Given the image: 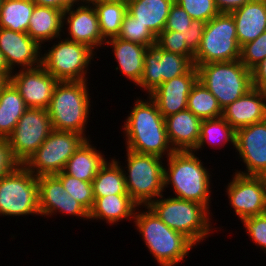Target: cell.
Segmentation results:
<instances>
[{
    "label": "cell",
    "instance_id": "cell-1",
    "mask_svg": "<svg viewBox=\"0 0 266 266\" xmlns=\"http://www.w3.org/2000/svg\"><path fill=\"white\" fill-rule=\"evenodd\" d=\"M139 99L135 100V105L122 126L126 149L161 158L166 155L165 158H168L175 150L168 139L165 118L150 96H147V100Z\"/></svg>",
    "mask_w": 266,
    "mask_h": 266
},
{
    "label": "cell",
    "instance_id": "cell-2",
    "mask_svg": "<svg viewBox=\"0 0 266 266\" xmlns=\"http://www.w3.org/2000/svg\"><path fill=\"white\" fill-rule=\"evenodd\" d=\"M164 167V188L174 189L175 198L203 204L208 210L211 203V174L193 151H175ZM169 185V186H168Z\"/></svg>",
    "mask_w": 266,
    "mask_h": 266
},
{
    "label": "cell",
    "instance_id": "cell-3",
    "mask_svg": "<svg viewBox=\"0 0 266 266\" xmlns=\"http://www.w3.org/2000/svg\"><path fill=\"white\" fill-rule=\"evenodd\" d=\"M135 212L133 220L138 232L159 266H175L185 261L194 244L182 233L168 227L149 207ZM148 209V210H146Z\"/></svg>",
    "mask_w": 266,
    "mask_h": 266
},
{
    "label": "cell",
    "instance_id": "cell-4",
    "mask_svg": "<svg viewBox=\"0 0 266 266\" xmlns=\"http://www.w3.org/2000/svg\"><path fill=\"white\" fill-rule=\"evenodd\" d=\"M87 81H59L47 108L53 130L85 135L91 102Z\"/></svg>",
    "mask_w": 266,
    "mask_h": 266
},
{
    "label": "cell",
    "instance_id": "cell-5",
    "mask_svg": "<svg viewBox=\"0 0 266 266\" xmlns=\"http://www.w3.org/2000/svg\"><path fill=\"white\" fill-rule=\"evenodd\" d=\"M160 195L148 206L171 229L182 233L195 246L212 232L210 210L198 202Z\"/></svg>",
    "mask_w": 266,
    "mask_h": 266
},
{
    "label": "cell",
    "instance_id": "cell-6",
    "mask_svg": "<svg viewBox=\"0 0 266 266\" xmlns=\"http://www.w3.org/2000/svg\"><path fill=\"white\" fill-rule=\"evenodd\" d=\"M194 65L198 81L216 97L221 109L253 88L252 71L240 60Z\"/></svg>",
    "mask_w": 266,
    "mask_h": 266
},
{
    "label": "cell",
    "instance_id": "cell-7",
    "mask_svg": "<svg viewBox=\"0 0 266 266\" xmlns=\"http://www.w3.org/2000/svg\"><path fill=\"white\" fill-rule=\"evenodd\" d=\"M127 165L121 166L127 193L139 206H148L164 191L163 158L126 149ZM125 167V170H124ZM127 170V172H126Z\"/></svg>",
    "mask_w": 266,
    "mask_h": 266
},
{
    "label": "cell",
    "instance_id": "cell-8",
    "mask_svg": "<svg viewBox=\"0 0 266 266\" xmlns=\"http://www.w3.org/2000/svg\"><path fill=\"white\" fill-rule=\"evenodd\" d=\"M236 25L231 13H219L205 23L194 64L236 61L240 58Z\"/></svg>",
    "mask_w": 266,
    "mask_h": 266
},
{
    "label": "cell",
    "instance_id": "cell-9",
    "mask_svg": "<svg viewBox=\"0 0 266 266\" xmlns=\"http://www.w3.org/2000/svg\"><path fill=\"white\" fill-rule=\"evenodd\" d=\"M40 215L37 177L24 165L0 179V216Z\"/></svg>",
    "mask_w": 266,
    "mask_h": 266
},
{
    "label": "cell",
    "instance_id": "cell-10",
    "mask_svg": "<svg viewBox=\"0 0 266 266\" xmlns=\"http://www.w3.org/2000/svg\"><path fill=\"white\" fill-rule=\"evenodd\" d=\"M58 39L48 52L43 50L42 66L58 81H88V67L96 52L86 44Z\"/></svg>",
    "mask_w": 266,
    "mask_h": 266
},
{
    "label": "cell",
    "instance_id": "cell-11",
    "mask_svg": "<svg viewBox=\"0 0 266 266\" xmlns=\"http://www.w3.org/2000/svg\"><path fill=\"white\" fill-rule=\"evenodd\" d=\"M85 140L77 132L53 130L23 165L36 177L56 175Z\"/></svg>",
    "mask_w": 266,
    "mask_h": 266
},
{
    "label": "cell",
    "instance_id": "cell-12",
    "mask_svg": "<svg viewBox=\"0 0 266 266\" xmlns=\"http://www.w3.org/2000/svg\"><path fill=\"white\" fill-rule=\"evenodd\" d=\"M52 131L47 109L27 108L7 138L15 159L23 165Z\"/></svg>",
    "mask_w": 266,
    "mask_h": 266
},
{
    "label": "cell",
    "instance_id": "cell-13",
    "mask_svg": "<svg viewBox=\"0 0 266 266\" xmlns=\"http://www.w3.org/2000/svg\"><path fill=\"white\" fill-rule=\"evenodd\" d=\"M193 61L181 54L164 51L156 44L144 56V70L138 86L150 95L162 83L187 73Z\"/></svg>",
    "mask_w": 266,
    "mask_h": 266
},
{
    "label": "cell",
    "instance_id": "cell-14",
    "mask_svg": "<svg viewBox=\"0 0 266 266\" xmlns=\"http://www.w3.org/2000/svg\"><path fill=\"white\" fill-rule=\"evenodd\" d=\"M226 186L229 205L242 221L266 213V177L245 176L238 173Z\"/></svg>",
    "mask_w": 266,
    "mask_h": 266
},
{
    "label": "cell",
    "instance_id": "cell-15",
    "mask_svg": "<svg viewBox=\"0 0 266 266\" xmlns=\"http://www.w3.org/2000/svg\"><path fill=\"white\" fill-rule=\"evenodd\" d=\"M235 148L246 171L234 173L266 177V120L236 130Z\"/></svg>",
    "mask_w": 266,
    "mask_h": 266
},
{
    "label": "cell",
    "instance_id": "cell-16",
    "mask_svg": "<svg viewBox=\"0 0 266 266\" xmlns=\"http://www.w3.org/2000/svg\"><path fill=\"white\" fill-rule=\"evenodd\" d=\"M19 71V72H18ZM13 72L10 82L19 91L28 108L47 109L59 82L42 65Z\"/></svg>",
    "mask_w": 266,
    "mask_h": 266
},
{
    "label": "cell",
    "instance_id": "cell-17",
    "mask_svg": "<svg viewBox=\"0 0 266 266\" xmlns=\"http://www.w3.org/2000/svg\"><path fill=\"white\" fill-rule=\"evenodd\" d=\"M37 181L40 216L51 217L58 212L84 220L89 219V211L68 194L55 175L39 176Z\"/></svg>",
    "mask_w": 266,
    "mask_h": 266
},
{
    "label": "cell",
    "instance_id": "cell-18",
    "mask_svg": "<svg viewBox=\"0 0 266 266\" xmlns=\"http://www.w3.org/2000/svg\"><path fill=\"white\" fill-rule=\"evenodd\" d=\"M43 46L27 33L0 28V50L9 69H30L42 65Z\"/></svg>",
    "mask_w": 266,
    "mask_h": 266
},
{
    "label": "cell",
    "instance_id": "cell-19",
    "mask_svg": "<svg viewBox=\"0 0 266 266\" xmlns=\"http://www.w3.org/2000/svg\"><path fill=\"white\" fill-rule=\"evenodd\" d=\"M65 24L68 27L64 28ZM66 28V39L86 44L93 50H98L106 42L100 32L98 16L93 5L69 6L63 12V29Z\"/></svg>",
    "mask_w": 266,
    "mask_h": 266
},
{
    "label": "cell",
    "instance_id": "cell-20",
    "mask_svg": "<svg viewBox=\"0 0 266 266\" xmlns=\"http://www.w3.org/2000/svg\"><path fill=\"white\" fill-rule=\"evenodd\" d=\"M197 80L198 71L194 65L187 73L162 83L148 96L166 118L187 109L188 96Z\"/></svg>",
    "mask_w": 266,
    "mask_h": 266
},
{
    "label": "cell",
    "instance_id": "cell-21",
    "mask_svg": "<svg viewBox=\"0 0 266 266\" xmlns=\"http://www.w3.org/2000/svg\"><path fill=\"white\" fill-rule=\"evenodd\" d=\"M235 131L266 120V91L250 89L222 109L221 116Z\"/></svg>",
    "mask_w": 266,
    "mask_h": 266
},
{
    "label": "cell",
    "instance_id": "cell-22",
    "mask_svg": "<svg viewBox=\"0 0 266 266\" xmlns=\"http://www.w3.org/2000/svg\"><path fill=\"white\" fill-rule=\"evenodd\" d=\"M202 120L188 109L165 118L169 142L175 151H193L200 136Z\"/></svg>",
    "mask_w": 266,
    "mask_h": 266
},
{
    "label": "cell",
    "instance_id": "cell-23",
    "mask_svg": "<svg viewBox=\"0 0 266 266\" xmlns=\"http://www.w3.org/2000/svg\"><path fill=\"white\" fill-rule=\"evenodd\" d=\"M240 47L266 31V1L251 0L231 12Z\"/></svg>",
    "mask_w": 266,
    "mask_h": 266
},
{
    "label": "cell",
    "instance_id": "cell-24",
    "mask_svg": "<svg viewBox=\"0 0 266 266\" xmlns=\"http://www.w3.org/2000/svg\"><path fill=\"white\" fill-rule=\"evenodd\" d=\"M104 44L113 48L118 63L115 69L137 86L143 75L144 56L148 47L118 37L110 38Z\"/></svg>",
    "mask_w": 266,
    "mask_h": 266
},
{
    "label": "cell",
    "instance_id": "cell-25",
    "mask_svg": "<svg viewBox=\"0 0 266 266\" xmlns=\"http://www.w3.org/2000/svg\"><path fill=\"white\" fill-rule=\"evenodd\" d=\"M94 198L93 208L89 212V221L99 219L112 225L123 219L131 221L135 217L137 208L142 207L129 194H113Z\"/></svg>",
    "mask_w": 266,
    "mask_h": 266
},
{
    "label": "cell",
    "instance_id": "cell-26",
    "mask_svg": "<svg viewBox=\"0 0 266 266\" xmlns=\"http://www.w3.org/2000/svg\"><path fill=\"white\" fill-rule=\"evenodd\" d=\"M175 0H127V12L156 37L164 30Z\"/></svg>",
    "mask_w": 266,
    "mask_h": 266
},
{
    "label": "cell",
    "instance_id": "cell-27",
    "mask_svg": "<svg viewBox=\"0 0 266 266\" xmlns=\"http://www.w3.org/2000/svg\"><path fill=\"white\" fill-rule=\"evenodd\" d=\"M63 11L52 7L35 5L29 20L27 34L41 46L45 42L62 37Z\"/></svg>",
    "mask_w": 266,
    "mask_h": 266
},
{
    "label": "cell",
    "instance_id": "cell-28",
    "mask_svg": "<svg viewBox=\"0 0 266 266\" xmlns=\"http://www.w3.org/2000/svg\"><path fill=\"white\" fill-rule=\"evenodd\" d=\"M92 145L90 138L86 139L69 158L63 171L79 180L92 182L107 161L105 155Z\"/></svg>",
    "mask_w": 266,
    "mask_h": 266
},
{
    "label": "cell",
    "instance_id": "cell-29",
    "mask_svg": "<svg viewBox=\"0 0 266 266\" xmlns=\"http://www.w3.org/2000/svg\"><path fill=\"white\" fill-rule=\"evenodd\" d=\"M28 107L15 86L9 82L0 94V138H8Z\"/></svg>",
    "mask_w": 266,
    "mask_h": 266
},
{
    "label": "cell",
    "instance_id": "cell-30",
    "mask_svg": "<svg viewBox=\"0 0 266 266\" xmlns=\"http://www.w3.org/2000/svg\"><path fill=\"white\" fill-rule=\"evenodd\" d=\"M105 40L117 37L127 13V0H102L93 4Z\"/></svg>",
    "mask_w": 266,
    "mask_h": 266
},
{
    "label": "cell",
    "instance_id": "cell-31",
    "mask_svg": "<svg viewBox=\"0 0 266 266\" xmlns=\"http://www.w3.org/2000/svg\"><path fill=\"white\" fill-rule=\"evenodd\" d=\"M109 161L105 162L92 180L94 197L128 194L121 163L114 157Z\"/></svg>",
    "mask_w": 266,
    "mask_h": 266
},
{
    "label": "cell",
    "instance_id": "cell-32",
    "mask_svg": "<svg viewBox=\"0 0 266 266\" xmlns=\"http://www.w3.org/2000/svg\"><path fill=\"white\" fill-rule=\"evenodd\" d=\"M35 5L32 0H3L0 7V28L27 33Z\"/></svg>",
    "mask_w": 266,
    "mask_h": 266
},
{
    "label": "cell",
    "instance_id": "cell-33",
    "mask_svg": "<svg viewBox=\"0 0 266 266\" xmlns=\"http://www.w3.org/2000/svg\"><path fill=\"white\" fill-rule=\"evenodd\" d=\"M236 131L222 118L205 119L200 125L199 142L193 152L203 150L207 143L214 146H225L227 142L235 147ZM223 144V145H222Z\"/></svg>",
    "mask_w": 266,
    "mask_h": 266
},
{
    "label": "cell",
    "instance_id": "cell-34",
    "mask_svg": "<svg viewBox=\"0 0 266 266\" xmlns=\"http://www.w3.org/2000/svg\"><path fill=\"white\" fill-rule=\"evenodd\" d=\"M187 109L201 120L222 116V109L216 97L198 80L188 96Z\"/></svg>",
    "mask_w": 266,
    "mask_h": 266
},
{
    "label": "cell",
    "instance_id": "cell-35",
    "mask_svg": "<svg viewBox=\"0 0 266 266\" xmlns=\"http://www.w3.org/2000/svg\"><path fill=\"white\" fill-rule=\"evenodd\" d=\"M117 37L147 46L148 48H152L156 44V36L128 12L124 17L120 33Z\"/></svg>",
    "mask_w": 266,
    "mask_h": 266
},
{
    "label": "cell",
    "instance_id": "cell-36",
    "mask_svg": "<svg viewBox=\"0 0 266 266\" xmlns=\"http://www.w3.org/2000/svg\"><path fill=\"white\" fill-rule=\"evenodd\" d=\"M55 176L62 182V185L68 194H70L90 212L95 201L92 182L79 180L66 174L64 171L56 174Z\"/></svg>",
    "mask_w": 266,
    "mask_h": 266
},
{
    "label": "cell",
    "instance_id": "cell-37",
    "mask_svg": "<svg viewBox=\"0 0 266 266\" xmlns=\"http://www.w3.org/2000/svg\"><path fill=\"white\" fill-rule=\"evenodd\" d=\"M265 58H266V31H264L255 40L241 46L239 60L249 70L252 71Z\"/></svg>",
    "mask_w": 266,
    "mask_h": 266
},
{
    "label": "cell",
    "instance_id": "cell-38",
    "mask_svg": "<svg viewBox=\"0 0 266 266\" xmlns=\"http://www.w3.org/2000/svg\"><path fill=\"white\" fill-rule=\"evenodd\" d=\"M192 19L205 23L217 16L220 12L215 5V0H175Z\"/></svg>",
    "mask_w": 266,
    "mask_h": 266
},
{
    "label": "cell",
    "instance_id": "cell-39",
    "mask_svg": "<svg viewBox=\"0 0 266 266\" xmlns=\"http://www.w3.org/2000/svg\"><path fill=\"white\" fill-rule=\"evenodd\" d=\"M156 45L164 51L188 56L194 61V53L187 47L182 32L163 30L156 37Z\"/></svg>",
    "mask_w": 266,
    "mask_h": 266
},
{
    "label": "cell",
    "instance_id": "cell-40",
    "mask_svg": "<svg viewBox=\"0 0 266 266\" xmlns=\"http://www.w3.org/2000/svg\"><path fill=\"white\" fill-rule=\"evenodd\" d=\"M249 238L266 253V213L241 221Z\"/></svg>",
    "mask_w": 266,
    "mask_h": 266
},
{
    "label": "cell",
    "instance_id": "cell-41",
    "mask_svg": "<svg viewBox=\"0 0 266 266\" xmlns=\"http://www.w3.org/2000/svg\"><path fill=\"white\" fill-rule=\"evenodd\" d=\"M191 21L192 18L189 14L174 2L169 11L164 30L184 32L187 28H190Z\"/></svg>",
    "mask_w": 266,
    "mask_h": 266
},
{
    "label": "cell",
    "instance_id": "cell-42",
    "mask_svg": "<svg viewBox=\"0 0 266 266\" xmlns=\"http://www.w3.org/2000/svg\"><path fill=\"white\" fill-rule=\"evenodd\" d=\"M20 163L15 159L7 138H0V179L14 171Z\"/></svg>",
    "mask_w": 266,
    "mask_h": 266
},
{
    "label": "cell",
    "instance_id": "cell-43",
    "mask_svg": "<svg viewBox=\"0 0 266 266\" xmlns=\"http://www.w3.org/2000/svg\"><path fill=\"white\" fill-rule=\"evenodd\" d=\"M205 22L201 20L192 19L190 28L182 32L184 40H186L187 47L196 54L204 33Z\"/></svg>",
    "mask_w": 266,
    "mask_h": 266
},
{
    "label": "cell",
    "instance_id": "cell-44",
    "mask_svg": "<svg viewBox=\"0 0 266 266\" xmlns=\"http://www.w3.org/2000/svg\"><path fill=\"white\" fill-rule=\"evenodd\" d=\"M252 86L266 91V58L252 70Z\"/></svg>",
    "mask_w": 266,
    "mask_h": 266
},
{
    "label": "cell",
    "instance_id": "cell-45",
    "mask_svg": "<svg viewBox=\"0 0 266 266\" xmlns=\"http://www.w3.org/2000/svg\"><path fill=\"white\" fill-rule=\"evenodd\" d=\"M251 0H215V5L220 13H231Z\"/></svg>",
    "mask_w": 266,
    "mask_h": 266
},
{
    "label": "cell",
    "instance_id": "cell-46",
    "mask_svg": "<svg viewBox=\"0 0 266 266\" xmlns=\"http://www.w3.org/2000/svg\"><path fill=\"white\" fill-rule=\"evenodd\" d=\"M36 5L52 7L63 12L69 7L64 0H32Z\"/></svg>",
    "mask_w": 266,
    "mask_h": 266
},
{
    "label": "cell",
    "instance_id": "cell-47",
    "mask_svg": "<svg viewBox=\"0 0 266 266\" xmlns=\"http://www.w3.org/2000/svg\"><path fill=\"white\" fill-rule=\"evenodd\" d=\"M0 73H6L9 77L12 75V71L9 69L6 60L4 58V55L2 54L0 50Z\"/></svg>",
    "mask_w": 266,
    "mask_h": 266
},
{
    "label": "cell",
    "instance_id": "cell-48",
    "mask_svg": "<svg viewBox=\"0 0 266 266\" xmlns=\"http://www.w3.org/2000/svg\"><path fill=\"white\" fill-rule=\"evenodd\" d=\"M9 82L10 77L6 73H0V94Z\"/></svg>",
    "mask_w": 266,
    "mask_h": 266
},
{
    "label": "cell",
    "instance_id": "cell-49",
    "mask_svg": "<svg viewBox=\"0 0 266 266\" xmlns=\"http://www.w3.org/2000/svg\"><path fill=\"white\" fill-rule=\"evenodd\" d=\"M102 0H78V4H88L93 5L94 3L100 2Z\"/></svg>",
    "mask_w": 266,
    "mask_h": 266
},
{
    "label": "cell",
    "instance_id": "cell-50",
    "mask_svg": "<svg viewBox=\"0 0 266 266\" xmlns=\"http://www.w3.org/2000/svg\"><path fill=\"white\" fill-rule=\"evenodd\" d=\"M69 6L78 4V0H64Z\"/></svg>",
    "mask_w": 266,
    "mask_h": 266
}]
</instances>
